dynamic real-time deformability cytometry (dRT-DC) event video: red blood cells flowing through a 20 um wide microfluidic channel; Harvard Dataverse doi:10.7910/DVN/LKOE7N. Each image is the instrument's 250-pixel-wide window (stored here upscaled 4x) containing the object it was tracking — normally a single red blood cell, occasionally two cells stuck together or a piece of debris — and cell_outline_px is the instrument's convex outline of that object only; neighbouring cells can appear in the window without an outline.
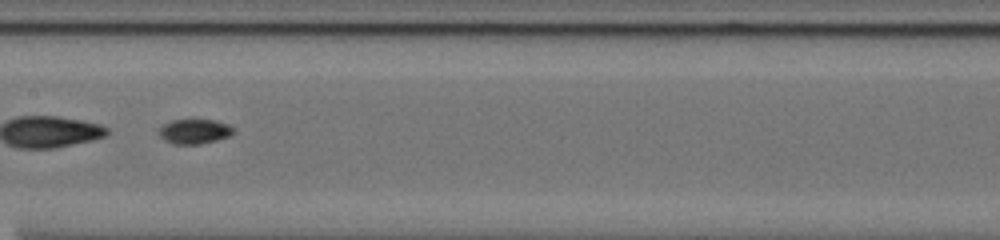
{"species": "common noctule bat (a hibernating species)", "species_latin": "Nyctalus noctula", "temperature_condition": "cold", "stored_images_in_passage": 48, "segment_of_instrument_passage": [2, 2], "camera_frame_rate_fps": 3000, "um_per_image_px": 0.085, "animal": {"sex": "male", "body_mass_g": 20.0, "forearm_length_mm": 53.3}, "frame": {"image": 1, "passage_image": 25, "time_ms": 8.0, "image_size_px": [1000, 240], "cell_outline_px": [[232, 132], [228, 136], [216, 140], [200, 144], [172, 144], [164, 140], [160, 136], [160, 128], [164, 124], [172, 120], [212, 120], [228, 124], [232, 128]], "centroid_in_image_um": [16.49, 11.18], "position_along_channel_um": 190.9, "area_um2": 10.46}}